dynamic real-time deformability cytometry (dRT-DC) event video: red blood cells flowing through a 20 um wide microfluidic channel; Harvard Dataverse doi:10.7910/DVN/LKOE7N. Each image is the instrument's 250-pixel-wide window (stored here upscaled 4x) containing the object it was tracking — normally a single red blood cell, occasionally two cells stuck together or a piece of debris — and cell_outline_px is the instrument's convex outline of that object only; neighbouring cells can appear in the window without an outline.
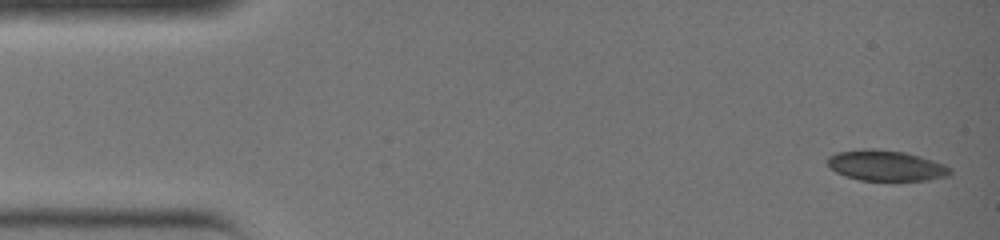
{"species": "common noctule bat (a hibernating species)", "species_latin": "Nyctalus noctula", "temperature_condition": "warm", "stored_images_in_passage": 36, "camera_frame_rate_fps": 3000, "um_per_image_px": 0.085, "animal": {"sex": "female", "body_mass_g": 19.0, "forearm_length_mm": 51.5}, "frame": {"image": 1, "passage_image": 1, "time_ms": 0.0, "image_size_px": [1000, 240], "cell_outline_px": [[952, 172], [948, 176], [928, 180], [860, 180], [844, 176], [828, 168], [824, 160], [828, 156], [836, 152], [864, 148], [872, 148], [904, 152], [920, 156], [944, 164], [952, 168]], "centroid_in_image_um": [75.25, 14.06], "position_along_channel_um": 9.8, "area_um2": 22.2}}
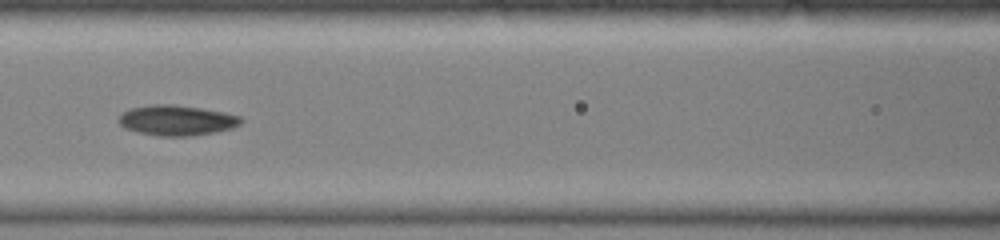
{"frame": {"image": 2, "passage_image": 16, "time_ms": 5.0, "image_size_px": [1000, 240], "cell_outline_px": [[244, 120], [240, 124], [232, 128], [212, 132], [188, 136], [156, 136], [136, 132], [124, 128], [116, 120], [124, 112], [132, 108], [152, 104], [172, 104], [200, 108], [224, 112], [240, 116]], "centroid_in_image_um": [15.0, 10.23], "position_along_channel_um": 151.6, "area_um2": 21.56}}
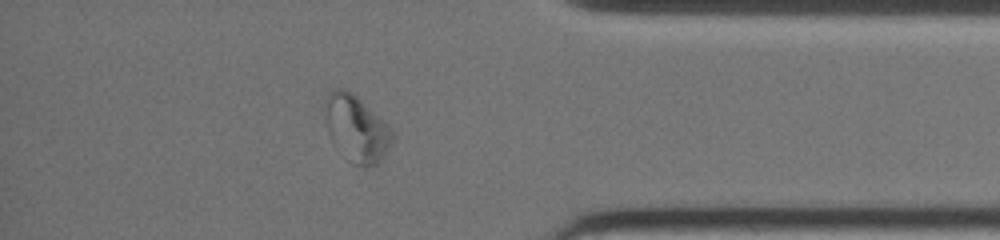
{"frame": {"image": 3, "passage_image": 31, "time_ms": 10.0, "image_size_px": [1000, 240], "cell_outline_px": [[396, 136], [384, 156], [376, 164], [352, 164], [328, 132], [324, 116], [324, 100], [328, 92], [332, 88], [344, 88], [352, 92], [384, 120], [396, 132]], "centroid_in_image_um": [30.32, 10.84], "position_along_channel_um": 404.9, "area_um2": 25.95}}